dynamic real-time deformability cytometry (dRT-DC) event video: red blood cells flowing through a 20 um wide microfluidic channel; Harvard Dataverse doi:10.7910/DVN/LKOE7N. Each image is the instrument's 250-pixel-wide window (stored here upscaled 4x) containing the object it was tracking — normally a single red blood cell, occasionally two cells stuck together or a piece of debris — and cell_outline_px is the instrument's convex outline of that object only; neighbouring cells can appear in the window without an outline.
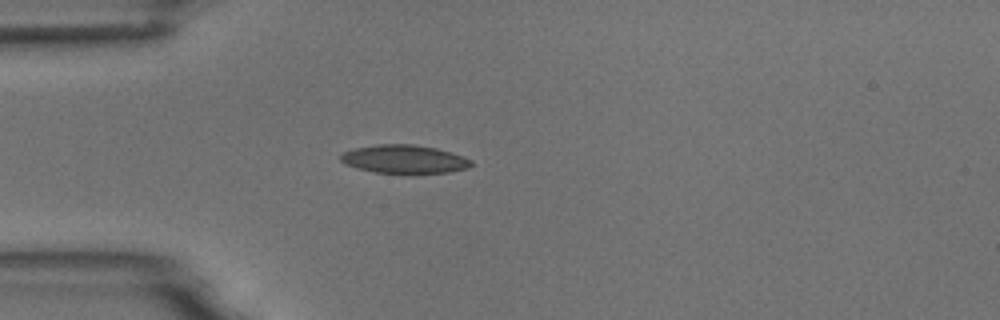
{"species": "common noctule bat (a hibernating species)", "species_latin": "Nyctalus noctula", "temperature_condition": "room temperature", "stored_images_in_passage": 41, "camera_frame_rate_fps": 3000, "um_per_image_px": 0.085, "animal": {"sex": "male", "body_mass_g": 18.8}, "frame": {"image": 1, "passage_image": 1, "time_ms": 0.0, "image_size_px": [1000, 320], "cell_outline_px": [[472, 164], [468, 168], [448, 172], [376, 172], [356, 168], [344, 164], [340, 160], [340, 156], [344, 152], [352, 148], [380, 144], [412, 144], [436, 148], [452, 152], [464, 156], [472, 160]], "centroid_in_image_um": [34.35, 13.51], "position_along_channel_um": 50.6, "area_um2": 21.39}}
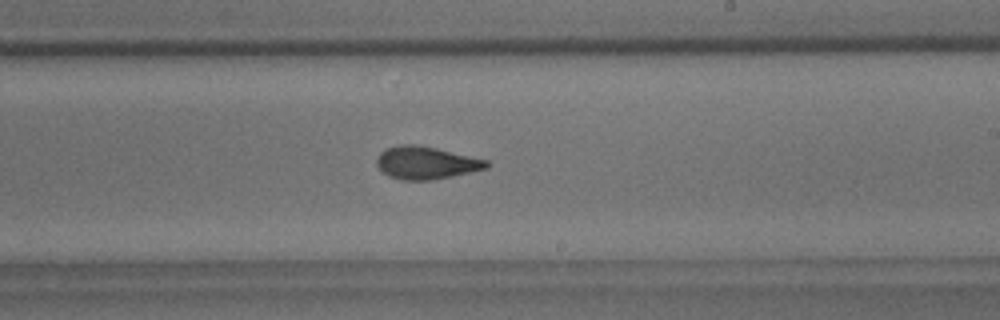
{"frame": {"image": 2, "passage_image": 18, "time_ms": 5.667, "image_size_px": [1000, 320], "cell_outline_px": [[488, 168], [452, 176], [432, 180], [400, 180], [388, 176], [376, 164], [376, 160], [380, 152], [384, 148], [400, 144], [416, 144], [436, 148], [488, 160]], "centroid_in_image_um": [36.18, 13.83], "position_along_channel_um": 252.8, "area_um2": 20.92}}
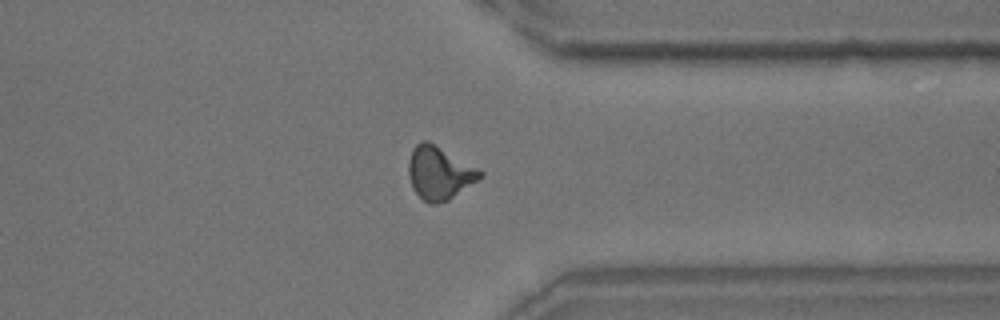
{"frame": {"image": 3, "passage_image": 28, "time_ms": 9.0, "image_size_px": [1000, 320], "cell_outline_px": [[484, 176], [448, 200], [436, 204], [432, 204], [424, 200], [412, 188], [408, 176], [408, 160], [412, 148], [420, 140], [428, 140], [484, 172]], "centroid_in_image_um": [37.32, 14.68], "position_along_channel_um": 374.1, "area_um2": 22.08}, "authors_computed_cell_mechanics": {"area_um2": 20.4612, "velocity_mm_per_s": 3.7363, "shape_relaxation_time_tau1_ms": 4.9076, "shape_relaxation_time_tau2_ms": 1.6602, "deformation_change_tau1": 0.15, "deformation_change_tau2": 0.0861}}